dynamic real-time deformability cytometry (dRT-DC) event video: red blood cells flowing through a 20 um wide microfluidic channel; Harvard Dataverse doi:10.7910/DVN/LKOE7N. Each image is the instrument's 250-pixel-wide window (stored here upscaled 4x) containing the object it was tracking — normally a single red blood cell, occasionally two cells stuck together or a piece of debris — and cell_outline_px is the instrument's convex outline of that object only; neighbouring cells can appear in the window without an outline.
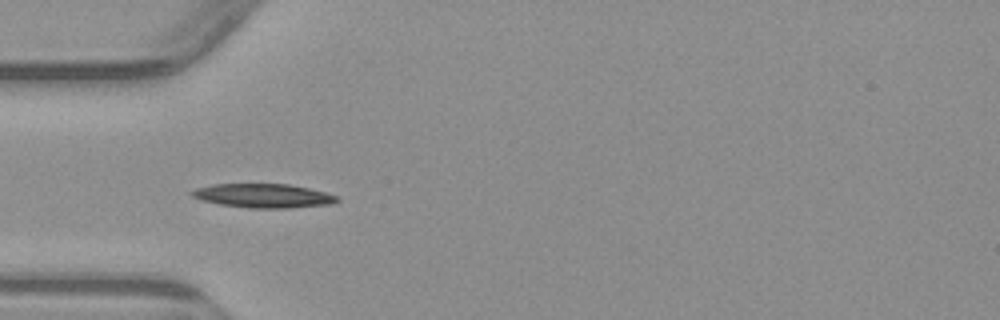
{"species": "common noctule bat (a hibernating species)", "species_latin": "Nyctalus noctula", "temperature_condition": "warm", "stored_images_in_passage": 5, "camera_frame_rate_fps": 3000, "um_per_image_px": 0.085, "animal": {"sex": "male", "body_mass_g": 23.1, "forearm_length_mm": 52.7}, "frame": {"image": 1, "passage_image": 4, "time_ms": 3.333, "image_size_px": [1000, 320], "cell_outline_px": [[340, 200], [332, 204], [288, 208], [248, 208], [220, 204], [204, 200], [192, 196], [188, 192], [196, 188], [212, 184], [288, 184], [308, 188], [324, 192], [336, 196]], "centroid_in_image_um": [22.37, 16.64], "position_along_channel_um": 62.6, "area_um2": 20.17}}
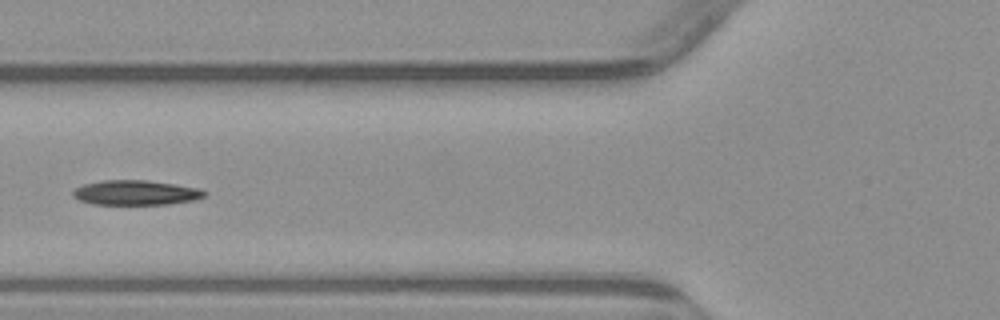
{"frame": {"image": 2, "passage_image": 5, "time_ms": 4.667, "image_size_px": [1000, 320], "cell_outline_px": [[208, 192], [204, 196], [192, 200], [168, 204], [92, 204], [80, 200], [72, 196], [72, 192], [76, 188], [84, 184], [104, 180], [148, 180], [200, 188]], "centroid_in_image_um": [11.54, 16.37], "position_along_channel_um": 114.3, "area_um2": 18.9}}